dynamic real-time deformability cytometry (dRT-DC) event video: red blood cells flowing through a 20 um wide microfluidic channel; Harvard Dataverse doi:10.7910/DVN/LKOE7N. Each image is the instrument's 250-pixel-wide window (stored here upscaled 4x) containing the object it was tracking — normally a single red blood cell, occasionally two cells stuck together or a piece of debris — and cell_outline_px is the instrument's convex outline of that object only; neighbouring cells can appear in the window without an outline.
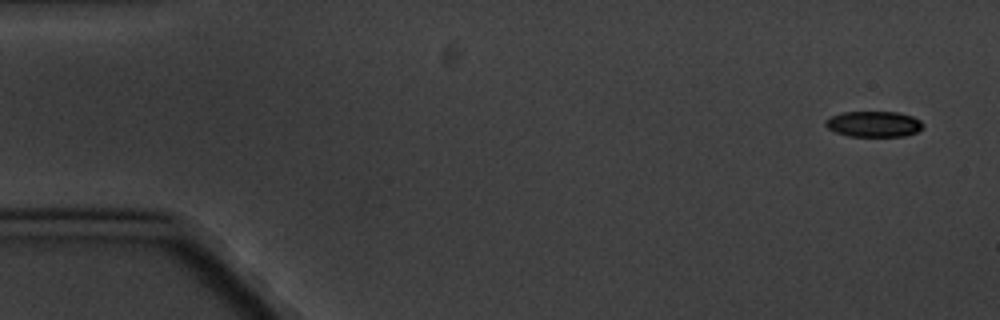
{"species": "common noctule bat (a hibernating species)", "species_latin": "Nyctalus noctula", "temperature_condition": "cold", "stored_images_in_passage": 5, "camera_frame_rate_fps": 3000, "um_per_image_px": 0.085, "animal": {"sex": "male", "body_mass_g": 20.1, "forearm_length_mm": 53.5}, "frame": {"image": 1, "passage_image": 1, "time_ms": 0.0, "image_size_px": [1000, 320], "cell_outline_px": [[924, 124], [916, 132], [904, 136], [848, 136], [836, 132], [828, 128], [824, 124], [824, 120], [832, 116], [844, 112], [896, 112], [912, 116], [920, 120]], "centroid_in_image_um": [74.25, 10.54], "position_along_channel_um": 10.8, "area_um2": 14.51}}
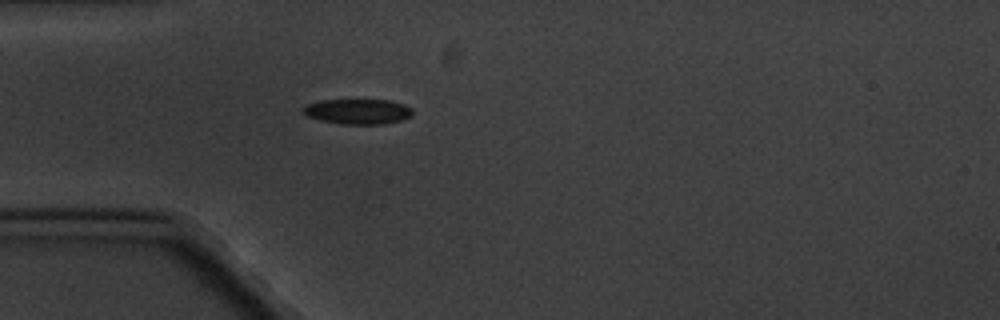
{"frame": {"image": 2, "passage_image": 5, "time_ms": 4.667, "image_size_px": [1000, 320], "cell_outline_px": [[412, 116], [400, 120], [384, 124], [340, 124], [320, 120], [308, 116], [300, 112], [308, 104], [320, 100], [388, 100], [404, 104], [412, 108]], "centroid_in_image_um": [30.42, 9.48], "position_along_channel_um": 54.6, "area_um2": 16.07}}